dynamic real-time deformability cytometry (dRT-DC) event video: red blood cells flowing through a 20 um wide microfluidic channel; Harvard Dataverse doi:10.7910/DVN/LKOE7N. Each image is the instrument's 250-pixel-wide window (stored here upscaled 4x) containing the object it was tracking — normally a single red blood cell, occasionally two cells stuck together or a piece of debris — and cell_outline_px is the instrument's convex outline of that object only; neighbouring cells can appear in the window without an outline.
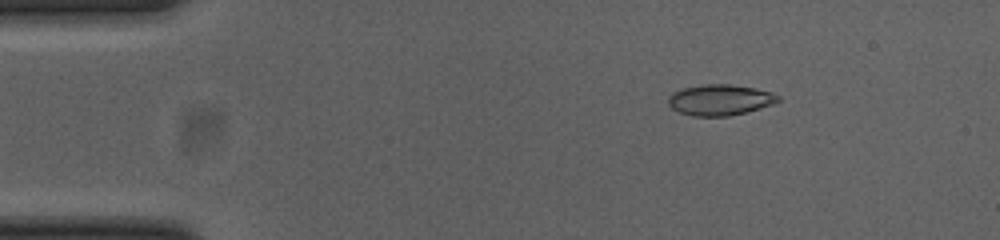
{"species": "common noctule bat (a hibernating species)", "species_latin": "Nyctalus noctula", "temperature_condition": "cold", "stored_images_in_passage": 53, "camera_frame_rate_fps": 3000, "um_per_image_px": 0.085, "animal": {"sex": "female", "body_mass_g": 23.0, "forearm_length_mm": 53.4}, "frame": {"image": 1, "passage_image": 8, "time_ms": 2.333, "image_size_px": [1000, 240], "cell_outline_px": [[780, 100], [776, 104], [728, 116], [692, 116], [680, 112], [672, 108], [668, 104], [668, 96], [672, 92], [684, 88], [704, 84], [728, 84], [756, 88], [772, 92], [780, 96]], "centroid_in_image_um": [61.22, 8.49], "position_along_channel_um": 23.8, "area_um2": 19.83}}
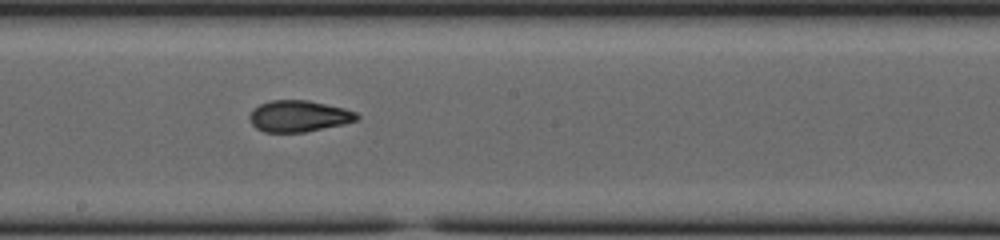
{"frame": {"image": 2, "passage_image": 29, "time_ms": 9.333, "image_size_px": [1000, 240], "cell_outline_px": [[360, 116], [356, 120], [344, 124], [304, 132], [264, 132], [256, 128], [252, 124], [248, 116], [252, 108], [260, 104], [272, 100], [308, 100], [344, 108], [356, 112]], "centroid_in_image_um": [25.37, 9.87], "position_along_channel_um": 222.8, "area_um2": 19.65}}
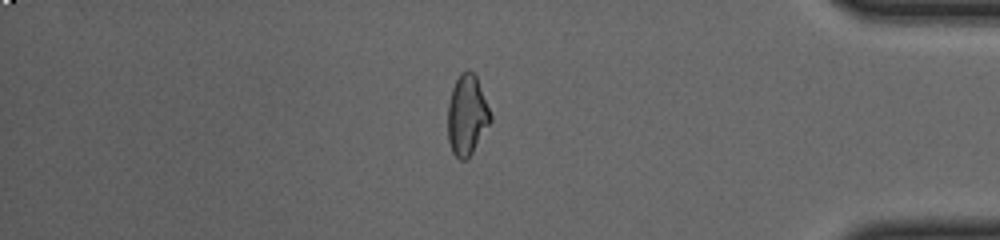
{"frame": {"image": 3, "passage_image": 45, "time_ms": 14.667, "image_size_px": [1000, 240], "cell_outline_px": [[492, 120], [472, 152], [464, 160], [460, 160], [452, 152], [448, 140], [448, 104], [452, 88], [460, 72], [468, 68], [476, 76], [492, 116]], "centroid_in_image_um": [39.68, 9.76], "position_along_channel_um": 395.5, "area_um2": 19.83}, "authors_computed_cell_mechanics": {"area_um2": 19.8254, "velocity_mm_per_s": 3.8572, "shape_relaxation_time_tau1_ms": 7.649, "shape_relaxation_time_tau2_ms": 1.3441, "deformation_change_tau1": 0.1861, "deformation_change_tau2": 0.0629}}